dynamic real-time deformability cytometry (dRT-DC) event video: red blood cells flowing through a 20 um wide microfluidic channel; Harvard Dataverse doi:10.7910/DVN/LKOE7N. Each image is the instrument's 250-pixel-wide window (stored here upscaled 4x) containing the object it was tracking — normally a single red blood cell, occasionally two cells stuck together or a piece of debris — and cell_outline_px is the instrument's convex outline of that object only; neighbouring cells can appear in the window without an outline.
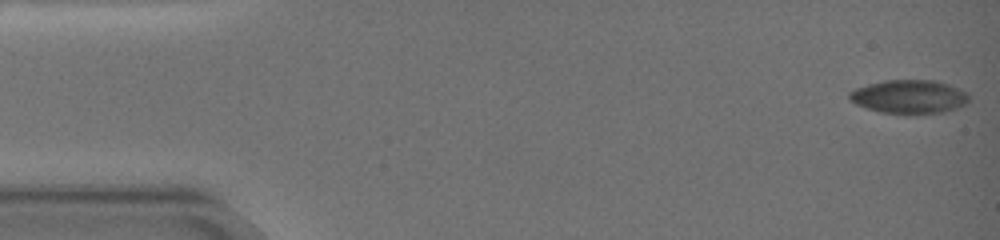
{"species": "common noctule bat (a hibernating species)", "species_latin": "Nyctalus noctula", "temperature_condition": "warm", "stored_images_in_passage": 16, "camera_frame_rate_fps": 3000, "um_per_image_px": 0.085, "animal": {"sex": "female", "body_mass_g": 19.0, "forearm_length_mm": 51.5}, "frame": {"image": 1, "passage_image": 1, "time_ms": 0.0, "image_size_px": [1000, 240], "cell_outline_px": [[968, 100], [964, 104], [956, 108], [944, 112], [880, 112], [856, 104], [848, 100], [848, 92], [856, 88], [868, 84], [884, 80], [936, 80], [948, 84], [968, 92]], "centroid_in_image_um": [77.25, 8.18], "position_along_channel_um": 7.7, "area_um2": 23.0}}
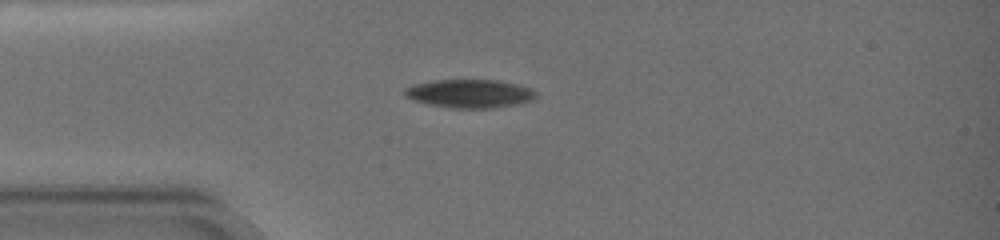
{"frame": {"image": 2, "passage_image": 14, "time_ms": 5.0, "image_size_px": [1000, 240], "cell_outline_px": [[536, 100], [520, 104], [496, 108], [448, 108], [428, 104], [412, 100], [404, 96], [404, 88], [412, 84], [432, 80], [500, 80], [520, 84], [532, 88], [536, 92]], "centroid_in_image_um": [39.96, 7.96], "position_along_channel_um": 45.0, "area_um2": 22.37}}